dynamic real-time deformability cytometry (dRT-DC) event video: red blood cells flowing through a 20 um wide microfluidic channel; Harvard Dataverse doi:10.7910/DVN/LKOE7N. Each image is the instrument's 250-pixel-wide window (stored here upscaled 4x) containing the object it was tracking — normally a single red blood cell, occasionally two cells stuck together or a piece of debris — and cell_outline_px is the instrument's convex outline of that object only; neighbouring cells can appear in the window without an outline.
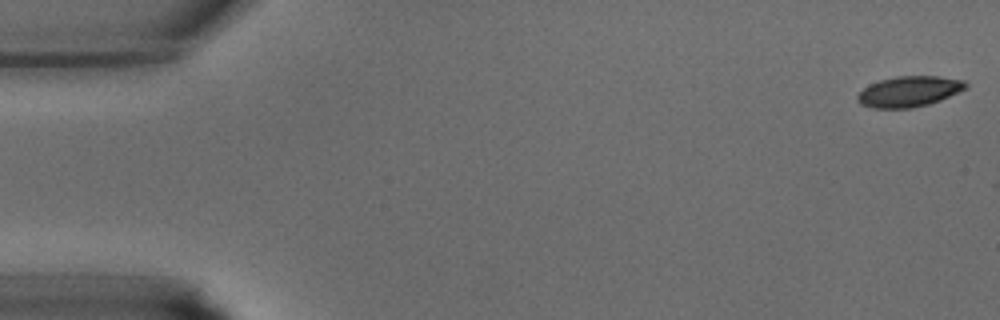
{"species": "common noctule bat (a hibernating species)", "species_latin": "Nyctalus noctula", "temperature_condition": "warm", "stored_images_in_passage": 12, "camera_frame_rate_fps": 3000, "um_per_image_px": 0.085, "animal": {"sex": "male", "body_mass_g": 15.6}, "frame": {"image": 1, "passage_image": 1, "time_ms": 0.0, "image_size_px": [1000, 320], "cell_outline_px": [[968, 88], [940, 100], [928, 104], [912, 108], [872, 108], [860, 104], [856, 100], [856, 96], [864, 88], [880, 80], [896, 76], [940, 76], [964, 80], [968, 84]], "centroid_in_image_um": [77.29, 7.77], "position_along_channel_um": 7.7, "area_um2": 19.36}}
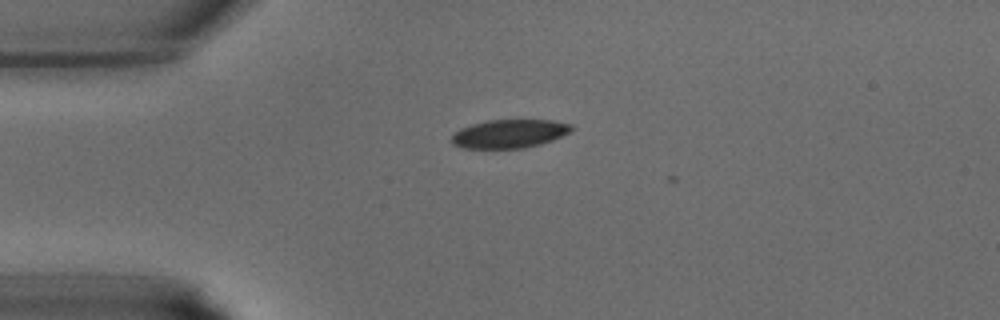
{"frame": {"image": 2, "passage_image": 10, "time_ms": 3.0, "image_size_px": [1000, 320], "cell_outline_px": [[572, 128], [568, 132], [552, 140], [540, 144], [524, 148], [464, 148], [452, 144], [448, 140], [460, 128], [472, 124], [488, 120], [552, 120], [572, 124]], "centroid_in_image_um": [43.25, 11.37], "position_along_channel_um": 41.7, "area_um2": 19.83}}